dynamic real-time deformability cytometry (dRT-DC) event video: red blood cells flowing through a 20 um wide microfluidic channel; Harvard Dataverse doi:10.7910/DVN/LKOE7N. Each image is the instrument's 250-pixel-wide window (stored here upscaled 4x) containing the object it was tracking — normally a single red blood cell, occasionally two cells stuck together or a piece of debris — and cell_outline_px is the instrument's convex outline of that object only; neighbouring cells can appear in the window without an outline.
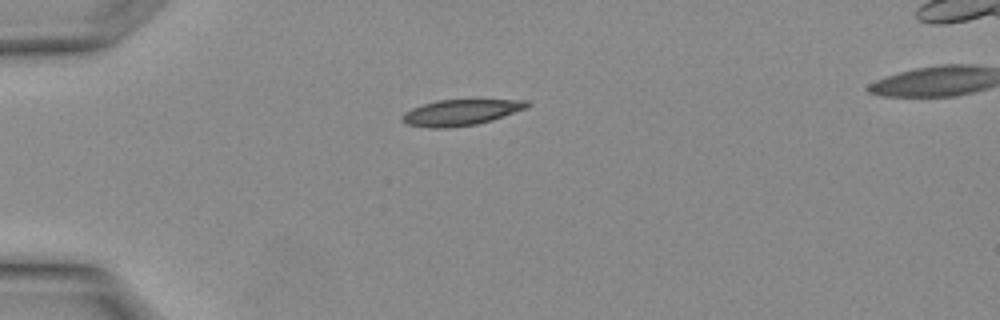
{"species": "Egyptian fruit bat (a non-hibernating species)", "species_latin": "Rousettus aegyptiacus", "temperature_condition": "warm", "stored_images_in_passage": 4, "camera_frame_rate_fps": 3000, "um_per_image_px": 0.085, "animal": {"sex": "female"}, "frame": {"image": 1, "passage_image": 4, "time_ms": 1.0, "image_size_px": [1000, 320], "cell_outline_px": [[532, 104], [528, 108], [492, 120], [476, 124], [452, 128], [428, 128], [408, 124], [400, 120], [400, 116], [404, 112], [412, 108], [424, 104], [440, 100], [528, 100]], "centroid_in_image_um": [39.17, 9.56], "position_along_channel_um": 45.8, "area_um2": 18.96}}